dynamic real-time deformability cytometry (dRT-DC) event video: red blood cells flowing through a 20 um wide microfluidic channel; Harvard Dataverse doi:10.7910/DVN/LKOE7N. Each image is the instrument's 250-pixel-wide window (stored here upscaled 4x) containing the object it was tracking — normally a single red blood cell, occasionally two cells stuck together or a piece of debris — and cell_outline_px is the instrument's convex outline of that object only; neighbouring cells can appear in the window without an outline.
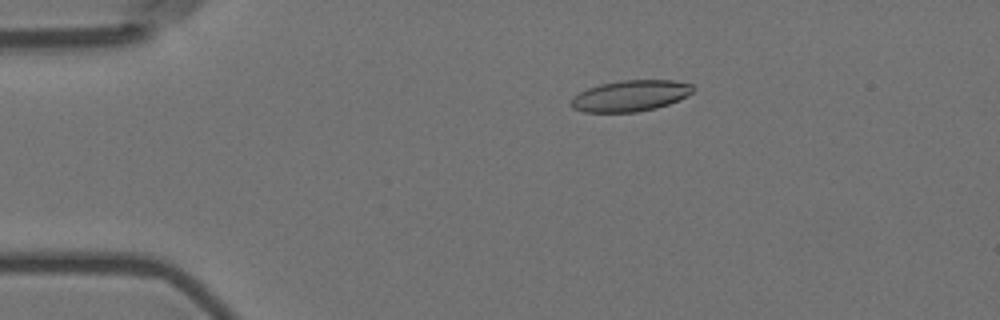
{"species": "Egyptian fruit bat (a non-hibernating species)", "species_latin": "Rousettus aegyptiacus", "temperature_condition": "room temperature", "stored_images_in_passage": 56, "camera_frame_rate_fps": 3000, "um_per_image_px": 0.085, "animal": {"sex": "female"}, "frame": {"image": 1, "passage_image": 11, "time_ms": 3.333, "image_size_px": [1000, 320], "cell_outline_px": [[692, 92], [688, 96], [668, 104], [656, 108], [636, 112], [584, 112], [572, 108], [572, 96], [588, 88], [600, 84], [620, 80], [672, 80], [692, 84]], "centroid_in_image_um": [53.57, 8.14], "position_along_channel_um": 31.4, "area_um2": 22.02}}
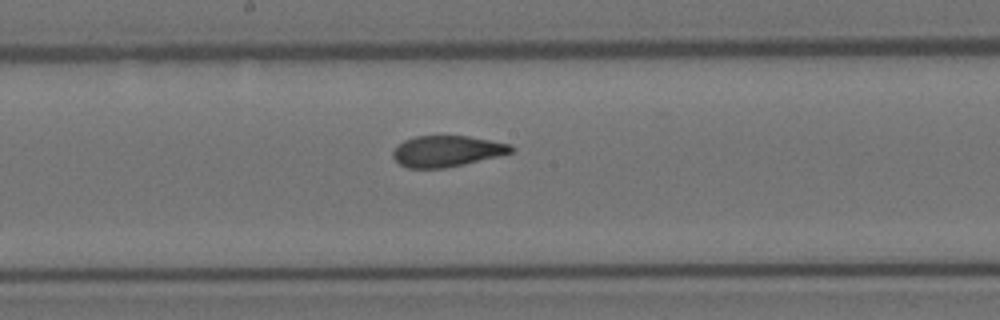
{"frame": {"image": 2, "passage_image": 30, "time_ms": 9.667, "image_size_px": [1000, 320], "cell_outline_px": [[516, 148], [512, 152], [464, 164], [444, 168], [408, 168], [400, 164], [392, 156], [392, 152], [396, 144], [404, 140], [416, 136], [468, 136], [512, 144]], "centroid_in_image_um": [37.96, 12.84], "position_along_channel_um": 210.2, "area_um2": 21.39}}
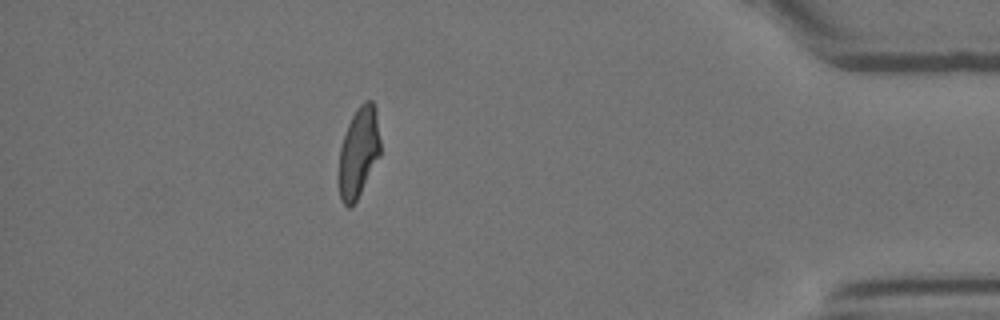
{"frame": {"image": 3, "passage_image": 50, "time_ms": 16.333, "image_size_px": [1000, 320], "cell_outline_px": [[380, 156], [356, 200], [348, 208], [340, 200], [340, 148], [348, 124], [356, 108], [364, 100], [372, 100], [376, 108], [380, 140]], "centroid_in_image_um": [30.51, 12.89], "position_along_channel_um": 404.7, "area_um2": 21.5}, "authors_computed_cell_mechanics": {"area_um2": 22.3108, "velocity_mm_per_s": 3.6197, "shape_relaxation_time_tau1_ms": 7.5468, "shape_relaxation_time_tau2_ms": 1.5205, "deformation_change_tau1": 0.2047, "deformation_change_tau2": 0.0924}}